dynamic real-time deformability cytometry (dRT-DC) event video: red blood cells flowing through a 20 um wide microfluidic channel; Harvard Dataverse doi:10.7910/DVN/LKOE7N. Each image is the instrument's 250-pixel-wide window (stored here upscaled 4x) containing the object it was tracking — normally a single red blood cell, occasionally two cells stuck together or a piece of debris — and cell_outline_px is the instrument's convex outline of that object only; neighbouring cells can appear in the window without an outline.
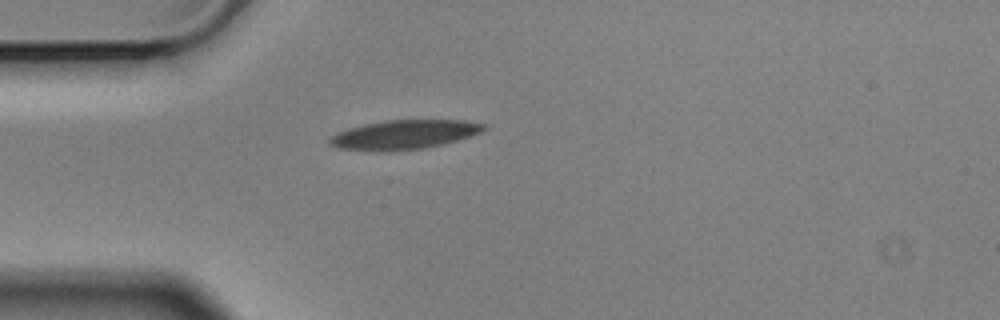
{"species": "Egyptian fruit bat (a non-hibernating species)", "species_latin": "Rousettus aegyptiacus", "temperature_condition": "cold", "stored_images_in_passage": 1, "camera_frame_rate_fps": 3000, "um_per_image_px": 0.085, "animal": {"sex": "male"}, "frame": {"image": 1, "passage_image": 1, "time_ms": 0.0, "image_size_px": [1000, 320], "cell_outline_px": [[488, 128], [480, 132], [456, 140], [424, 148], [336, 148], [328, 144], [328, 140], [336, 132], [348, 128], [364, 124], [384, 120], [464, 120], [488, 124]], "centroid_in_image_um": [34.4, 11.37], "position_along_channel_um": 50.6, "area_um2": 25.09}}